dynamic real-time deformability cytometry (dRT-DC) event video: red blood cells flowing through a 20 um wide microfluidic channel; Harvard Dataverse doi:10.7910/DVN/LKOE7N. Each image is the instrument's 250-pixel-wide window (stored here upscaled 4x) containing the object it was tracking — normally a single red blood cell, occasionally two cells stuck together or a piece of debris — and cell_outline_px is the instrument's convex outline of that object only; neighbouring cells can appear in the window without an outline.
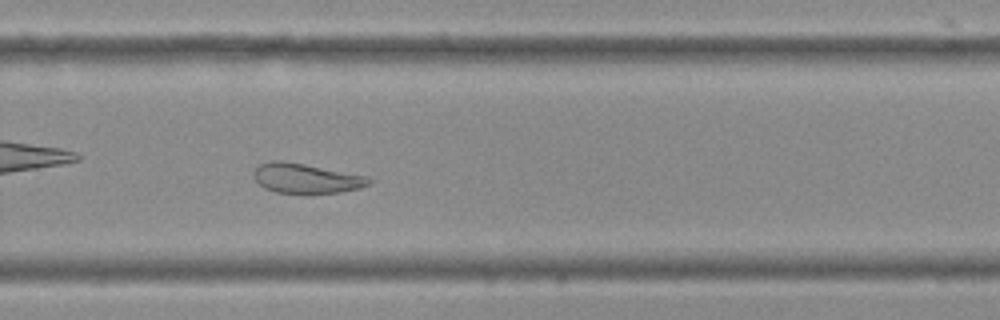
{"species": "Egyptian fruit bat (a non-hibernating species)", "species_latin": "Rousettus aegyptiacus", "temperature_condition": "cold", "stored_images_in_passage": 42, "camera_frame_rate_fps": 3000, "um_per_image_px": 0.085, "frame": {"image": 1, "passage_image": 30, "time_ms": 9.667, "image_size_px": [1000, 320], "cell_outline_px": [[372, 180], [368, 184], [360, 188], [340, 192], [304, 196], [276, 192], [264, 188], [252, 176], [252, 172], [260, 164], [272, 160], [280, 160], [304, 164], [368, 176]], "centroid_in_image_um": [26.0, 15.2], "position_along_channel_um": 303.8, "area_um2": 20.58}}